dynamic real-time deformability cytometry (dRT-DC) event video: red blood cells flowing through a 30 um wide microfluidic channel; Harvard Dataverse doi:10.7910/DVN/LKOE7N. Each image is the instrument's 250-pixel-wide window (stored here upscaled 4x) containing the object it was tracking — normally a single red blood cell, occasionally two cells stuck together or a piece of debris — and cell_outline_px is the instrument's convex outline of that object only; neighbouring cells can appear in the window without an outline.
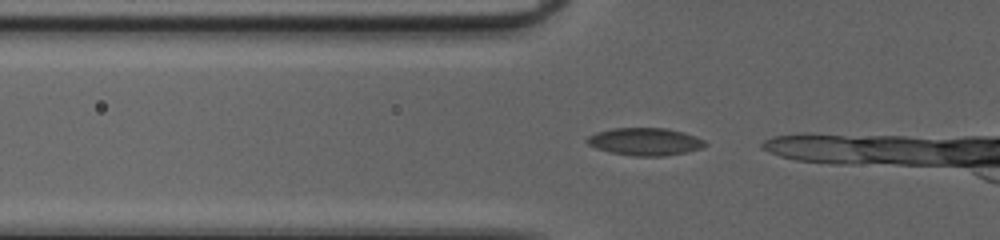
{"species": "common noctule bat (a hibernating species)", "species_latin": "Nyctalus noctula", "temperature_condition": "cold", "stored_images_in_passage": 5, "camera_frame_rate_fps": 3000, "um_per_image_px": 0.085, "animal": {"sex": "female", "body_mass_g": 20.0, "forearm_length_mm": 54.0}, "frame": {"image": 1, "passage_image": 2, "time_ms": 0.333, "image_size_px": [1000, 240], "cell_outline_px": [[708, 144], [704, 148], [688, 152], [664, 156], [636, 156], [612, 152], [596, 148], [588, 144], [584, 140], [588, 136], [596, 132], [612, 128], [668, 128], [684, 132], [696, 136], [704, 140]], "centroid_in_image_um": [54.87, 12.03], "position_along_channel_um": 70.9, "area_um2": 19.13}}